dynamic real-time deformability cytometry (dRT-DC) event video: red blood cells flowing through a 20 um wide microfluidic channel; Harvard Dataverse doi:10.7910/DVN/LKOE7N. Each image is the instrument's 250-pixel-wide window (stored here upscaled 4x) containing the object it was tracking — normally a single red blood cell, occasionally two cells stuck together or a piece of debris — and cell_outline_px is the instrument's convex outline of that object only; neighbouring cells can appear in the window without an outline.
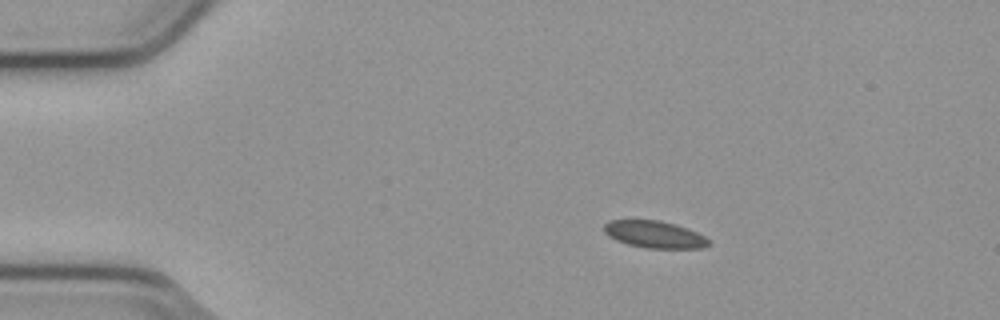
{"species": "common noctule bat (a hibernating species)", "species_latin": "Nyctalus noctula", "temperature_condition": "cold", "stored_images_in_passage": 46, "camera_frame_rate_fps": 3000, "um_per_image_px": 0.085, "animal": {"sex": "male", "body_mass_g": 23.1, "forearm_length_mm": 52.7}, "frame": {"image": 1, "passage_image": 1, "time_ms": 0.0, "image_size_px": [1000, 320], "cell_outline_px": [[712, 244], [704, 248], [644, 248], [628, 244], [616, 240], [608, 236], [604, 232], [604, 224], [608, 220], [660, 220], [676, 224], [688, 228], [712, 240]], "centroid_in_image_um": [55.67, 19.93], "position_along_channel_um": 29.3, "area_um2": 16.76}}
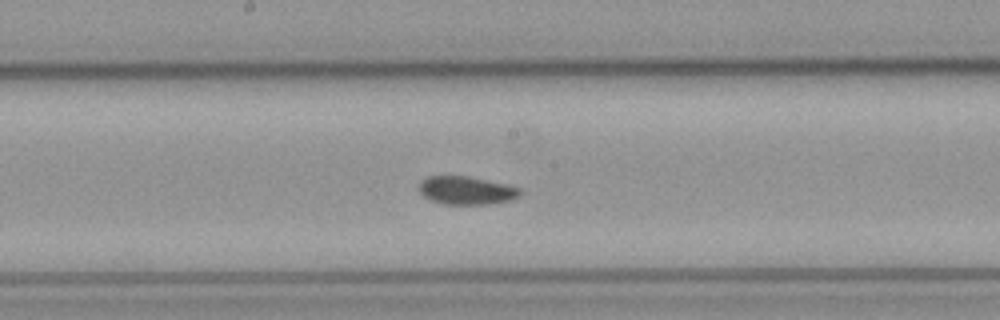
{"frame": {"image": 2, "passage_image": 20, "time_ms": 6.333, "image_size_px": [1000, 320], "cell_outline_px": [[524, 192], [520, 196], [512, 200], [488, 204], [444, 204], [432, 200], [424, 196], [420, 192], [420, 180], [428, 176], [468, 176], [508, 184], [520, 188]], "centroid_in_image_um": [39.7, 16.18], "position_along_channel_um": 208.5, "area_um2": 16.7}}
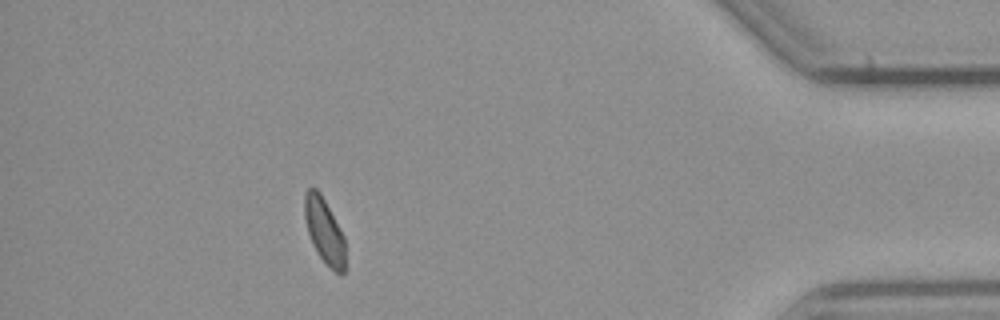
{"frame": {"image": 3, "passage_image": 40, "time_ms": 13.0, "image_size_px": [1000, 320], "cell_outline_px": [[344, 272], [340, 276], [320, 256], [308, 232], [304, 216], [304, 196], [308, 188], [316, 188], [320, 192], [344, 236]], "centroid_in_image_um": [27.56, 19.57], "position_along_channel_um": 407.6, "area_um2": 14.97}, "authors_computed_cell_mechanics": {"area_um2": 16.7042, "velocity_mm_per_s": 3.7804, "shape_relaxation_time_tau1_ms": 4.1672, "shape_relaxation_time_tau2_ms": null, "deformation_change_tau1": 0.077, "deformation_change_tau2": null}}